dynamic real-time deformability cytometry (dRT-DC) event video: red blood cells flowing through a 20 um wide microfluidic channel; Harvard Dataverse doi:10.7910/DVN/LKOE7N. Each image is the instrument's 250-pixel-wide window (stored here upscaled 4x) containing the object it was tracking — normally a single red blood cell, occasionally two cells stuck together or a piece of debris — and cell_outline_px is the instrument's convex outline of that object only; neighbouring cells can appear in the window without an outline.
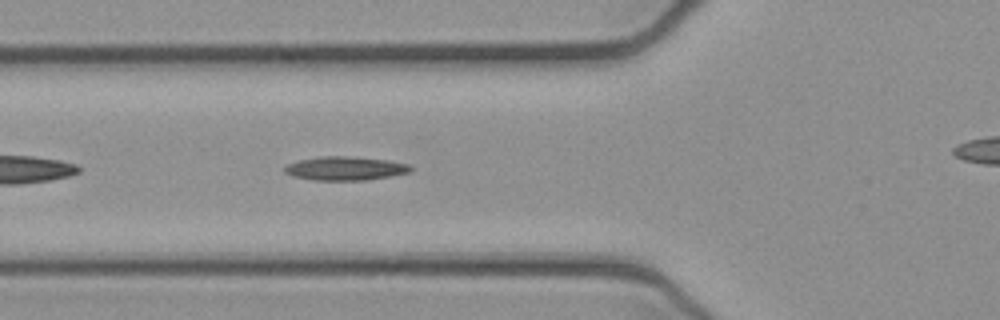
{"species": "common noctule bat (a hibernating species)", "species_latin": "Nyctalus noctula", "temperature_condition": "cold", "stored_images_in_passage": 32, "camera_frame_rate_fps": 3000, "um_per_image_px": 0.085, "animal": {"sex": "female", "body_mass_g": 21.9}, "frame": {"image": 1, "passage_image": 5, "time_ms": 1.333, "image_size_px": [1000, 320], "cell_outline_px": [[412, 168], [408, 172], [368, 180], [312, 180], [292, 176], [284, 172], [284, 168], [288, 164], [300, 160], [320, 156], [348, 156], [388, 160], [408, 164]], "centroid_in_image_um": [29.3, 14.31], "position_along_channel_um": 96.5, "area_um2": 17.28}}
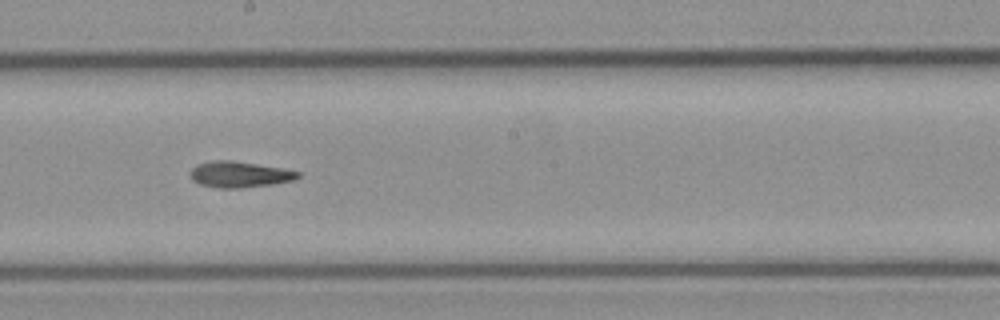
{"frame": {"image": 2, "passage_image": 15, "time_ms": 4.667, "image_size_px": [1000, 320], "cell_outline_px": [[300, 176], [292, 180], [272, 184], [240, 188], [216, 188], [200, 184], [192, 180], [192, 168], [196, 164], [212, 160], [232, 160], [280, 168], [300, 172]], "centroid_in_image_um": [20.32, 14.82], "position_along_channel_um": 227.9, "area_um2": 16.13}}
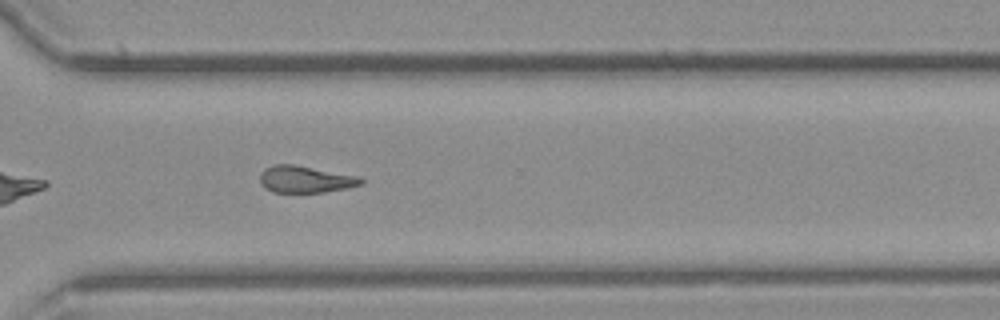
{"frame": {"image": 3, "passage_image": 24, "time_ms": 7.667, "image_size_px": [1000, 320], "cell_outline_px": [[364, 184], [348, 188], [324, 192], [272, 192], [264, 188], [260, 184], [260, 172], [264, 168], [272, 164], [296, 164], [360, 176], [364, 180]], "centroid_in_image_um": [25.96, 15.23], "position_along_channel_um": 344.6, "area_um2": 16.24}, "authors_computed_cell_mechanics": {"area_um2": 16.1262, "velocity_mm_per_s": 3.91, "shape_relaxation_time_tau1_ms": null, "shape_relaxation_time_tau2_ms": 4.8027, "deformation_change_tau1": null, "deformation_change_tau2": 0.1385}}